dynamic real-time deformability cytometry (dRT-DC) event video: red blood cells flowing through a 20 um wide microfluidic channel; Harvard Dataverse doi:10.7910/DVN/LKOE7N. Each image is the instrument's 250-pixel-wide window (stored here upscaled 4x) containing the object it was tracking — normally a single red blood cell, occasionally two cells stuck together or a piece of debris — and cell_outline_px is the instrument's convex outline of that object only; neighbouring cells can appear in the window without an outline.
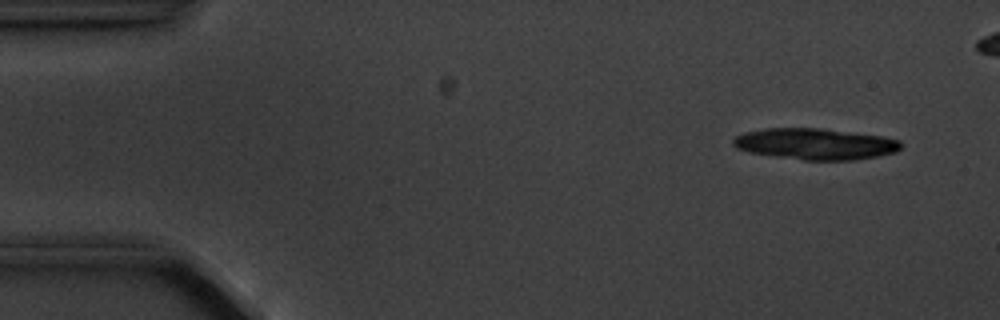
{"species": "common noctule bat (a hibernating species)", "species_latin": "Nyctalus noctula", "temperature_condition": "cold", "stored_images_in_passage": 4, "camera_frame_rate_fps": 3000, "um_per_image_px": 0.085, "animal": {"sex": "male", "body_mass_g": 20.1, "forearm_length_mm": 53.5}, "frame": {"image": 1, "passage_image": 1, "time_ms": 0.0, "image_size_px": [1000, 320], "cell_outline_px": [[900, 148], [896, 152], [856, 160], [804, 160], [748, 152], [736, 148], [732, 144], [732, 140], [736, 136], [744, 132], [764, 128], [820, 128], [880, 136], [900, 140]], "centroid_in_image_um": [69.25, 12.23], "position_along_channel_um": 15.7, "area_um2": 30.4}}